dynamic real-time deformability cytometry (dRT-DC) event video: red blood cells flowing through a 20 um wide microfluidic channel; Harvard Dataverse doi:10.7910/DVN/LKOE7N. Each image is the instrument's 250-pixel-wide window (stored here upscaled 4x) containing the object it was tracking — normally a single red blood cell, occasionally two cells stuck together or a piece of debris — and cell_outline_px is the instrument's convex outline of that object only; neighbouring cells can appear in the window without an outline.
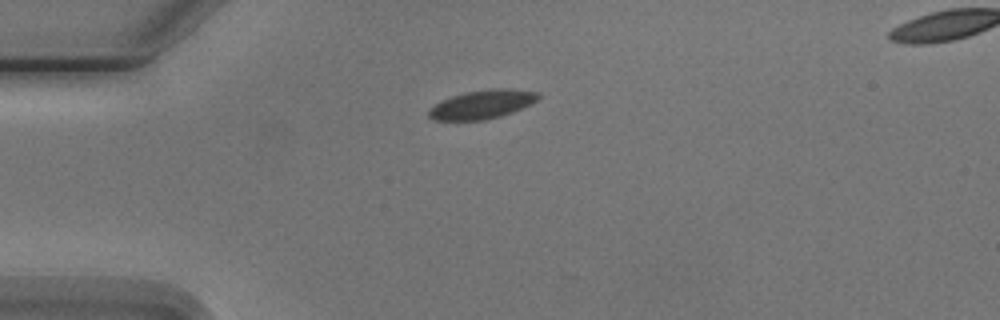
{"species": "Egyptian fruit bat (a non-hibernating species)", "species_latin": "Rousettus aegyptiacus", "temperature_condition": "cold", "stored_images_in_passage": 5, "camera_frame_rate_fps": 3000, "um_per_image_px": 0.085, "animal": {"sex": "male"}, "frame": {"image": 1, "passage_image": 1, "time_ms": 0.0, "image_size_px": [1000, 320], "cell_outline_px": [[540, 96], [536, 100], [512, 112], [500, 116], [484, 120], [436, 120], [428, 116], [428, 112], [440, 100], [452, 96], [468, 92], [492, 88], [508, 88], [540, 92]], "centroid_in_image_um": [40.99, 8.86], "position_along_channel_um": 44.0, "area_um2": 18.03}}
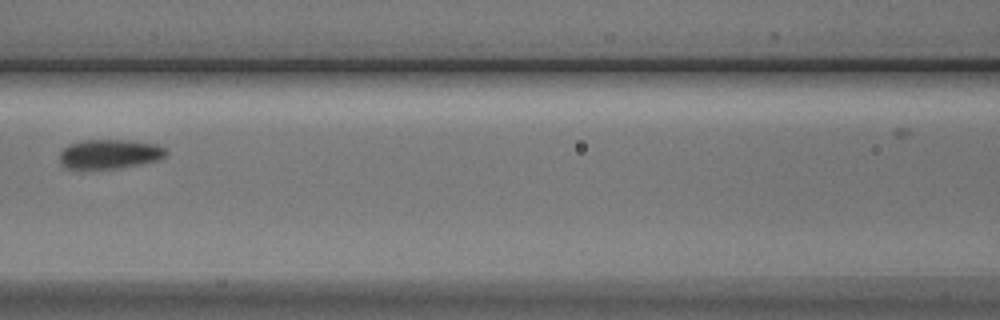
{"frame": {"image": 2, "passage_image": 4, "time_ms": 3.667, "image_size_px": [1000, 320], "cell_outline_px": [[168, 152], [164, 156], [156, 160], [140, 164], [120, 168], [68, 168], [60, 160], [60, 152], [64, 148], [72, 144], [84, 140], [128, 140], [156, 144], [168, 148]], "centroid_in_image_um": [9.37, 13.08], "position_along_channel_um": 157.2, "area_um2": 17.92}}
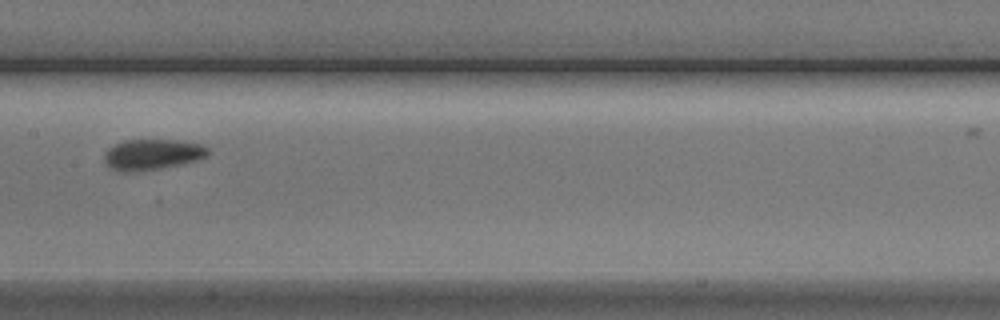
{"frame": {"image": 3, "passage_image": 5, "time_ms": 4.667, "image_size_px": [1000, 320], "cell_outline_px": [[212, 152], [196, 160], [160, 168], [136, 172], [120, 172], [104, 164], [104, 152], [108, 148], [124, 140], [184, 140], [200, 144], [208, 148]], "centroid_in_image_um": [12.91, 13.12], "position_along_channel_um": 194.5, "area_um2": 18.61}}